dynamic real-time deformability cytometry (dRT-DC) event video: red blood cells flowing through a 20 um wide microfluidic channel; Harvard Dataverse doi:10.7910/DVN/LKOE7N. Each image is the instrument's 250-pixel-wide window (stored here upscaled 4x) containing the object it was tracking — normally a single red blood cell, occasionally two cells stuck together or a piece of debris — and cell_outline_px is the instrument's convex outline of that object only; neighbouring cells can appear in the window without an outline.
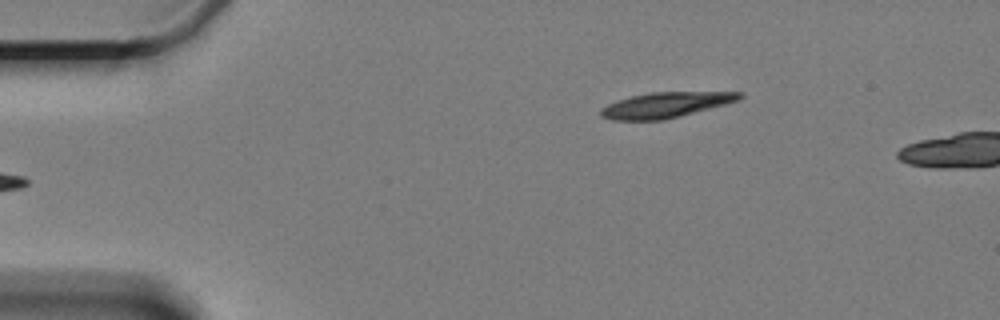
{"species": "Egyptian fruit bat (a non-hibernating species)", "species_latin": "Rousettus aegyptiacus", "temperature_condition": "cold", "stored_images_in_passage": 5, "camera_frame_rate_fps": 3000, "um_per_image_px": 0.085, "animal": {"sex": "female"}, "frame": {"image": 1, "passage_image": 5, "time_ms": 4.333, "image_size_px": [1000, 320], "cell_outline_px": [[744, 96], [740, 100], [680, 116], [664, 120], [612, 120], [600, 116], [600, 108], [616, 100], [632, 96], [652, 92], [744, 92]], "centroid_in_image_um": [56.57, 8.92], "position_along_channel_um": 28.4, "area_um2": 20.52}}